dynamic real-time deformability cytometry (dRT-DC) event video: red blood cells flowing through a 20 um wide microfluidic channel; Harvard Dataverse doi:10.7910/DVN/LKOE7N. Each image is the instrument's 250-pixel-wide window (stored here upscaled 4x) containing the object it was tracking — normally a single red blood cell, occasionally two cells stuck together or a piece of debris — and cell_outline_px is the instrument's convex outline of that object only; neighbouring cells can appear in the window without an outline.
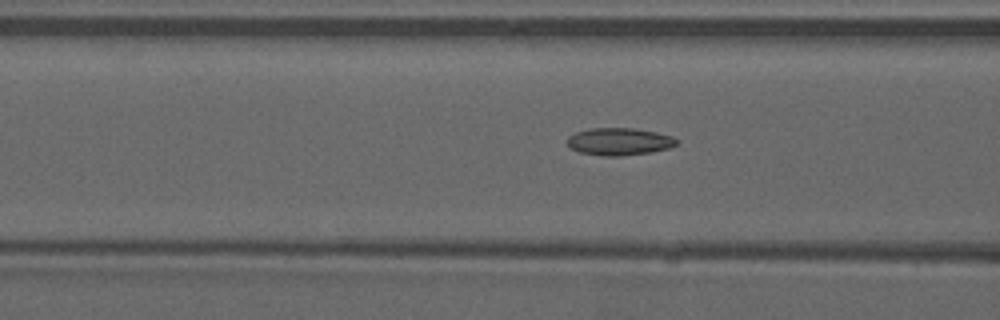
{"species": "common noctule bat (a hibernating species)", "species_latin": "Nyctalus noctula", "temperature_condition": "warm", "stored_images_in_passage": 37, "camera_frame_rate_fps": 3000, "um_per_image_px": 0.085, "animal": {"sex": "male", "forearm_length_mm": 52.5}, "frame": {"image": 1, "passage_image": 22, "time_ms": 7.0, "image_size_px": [1000, 320], "cell_outline_px": [[680, 140], [676, 144], [668, 148], [652, 152], [620, 156], [604, 156], [580, 152], [572, 148], [568, 144], [568, 136], [576, 132], [588, 128], [632, 128], [656, 132], [672, 136]], "centroid_in_image_um": [52.65, 12.03], "position_along_channel_um": 113.9, "area_um2": 17.4}}
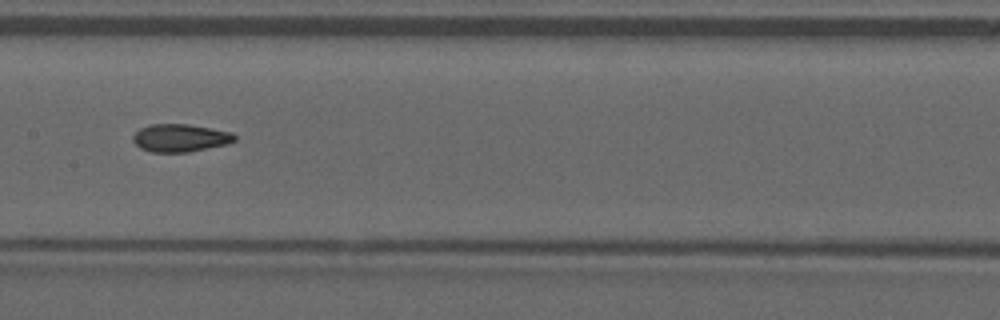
{"frame": {"image": 2, "passage_image": 28, "time_ms": 9.0, "image_size_px": [1000, 320], "cell_outline_px": [[236, 140], [228, 144], [188, 152], [152, 152], [140, 148], [132, 140], [132, 136], [140, 128], [148, 124], [188, 124], [232, 132], [236, 136]], "centroid_in_image_um": [15.31, 11.72], "position_along_channel_um": 192.1, "area_um2": 16.53}}
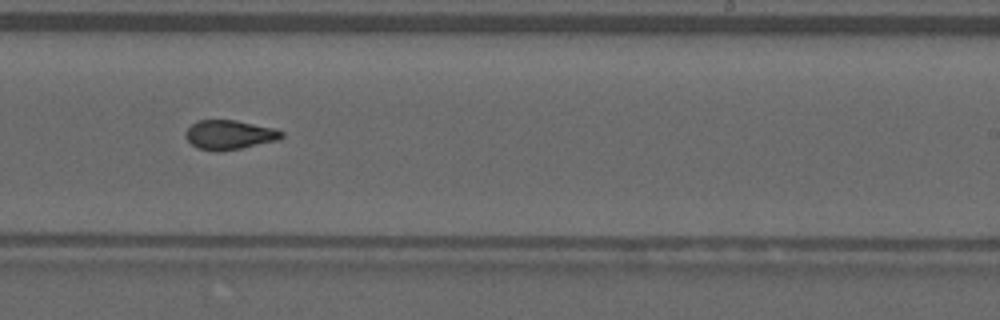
{"frame": {"image": 3, "passage_image": 34, "time_ms": 11.0, "image_size_px": [1000, 320], "cell_outline_px": [[284, 136], [280, 140], [240, 148], [216, 152], [196, 148], [184, 136], [184, 132], [196, 120], [236, 120], [272, 128], [284, 132]], "centroid_in_image_um": [19.48, 11.46], "position_along_channel_um": 269.5, "area_um2": 16.47}}